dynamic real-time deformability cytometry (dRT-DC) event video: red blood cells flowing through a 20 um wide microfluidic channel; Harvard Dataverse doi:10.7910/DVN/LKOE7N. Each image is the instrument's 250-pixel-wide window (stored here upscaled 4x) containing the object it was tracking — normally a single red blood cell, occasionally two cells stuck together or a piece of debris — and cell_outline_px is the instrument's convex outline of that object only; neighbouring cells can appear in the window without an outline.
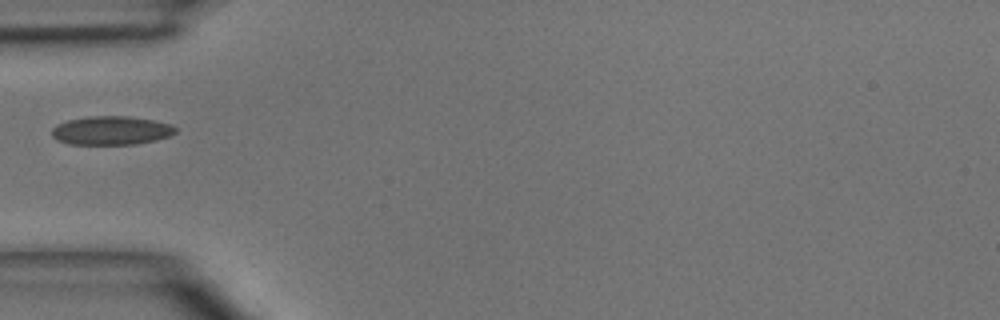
{"species": "common noctule bat (a hibernating species)", "species_latin": "Nyctalus noctula", "temperature_condition": "room temperature", "stored_images_in_passage": 5, "camera_frame_rate_fps": 3000, "um_per_image_px": 0.085, "animal": {"sex": "male", "body_mass_g": 15.6}, "frame": {"image": 1, "passage_image": 3, "time_ms": 3.333, "image_size_px": [1000, 320], "cell_outline_px": [[176, 132], [168, 136], [156, 140], [136, 144], [68, 144], [56, 140], [52, 136], [52, 128], [56, 124], [68, 120], [88, 116], [128, 116], [152, 120], [172, 124], [176, 128]], "centroid_in_image_um": [9.43, 11.09], "position_along_channel_um": 75.6, "area_um2": 20.75}}